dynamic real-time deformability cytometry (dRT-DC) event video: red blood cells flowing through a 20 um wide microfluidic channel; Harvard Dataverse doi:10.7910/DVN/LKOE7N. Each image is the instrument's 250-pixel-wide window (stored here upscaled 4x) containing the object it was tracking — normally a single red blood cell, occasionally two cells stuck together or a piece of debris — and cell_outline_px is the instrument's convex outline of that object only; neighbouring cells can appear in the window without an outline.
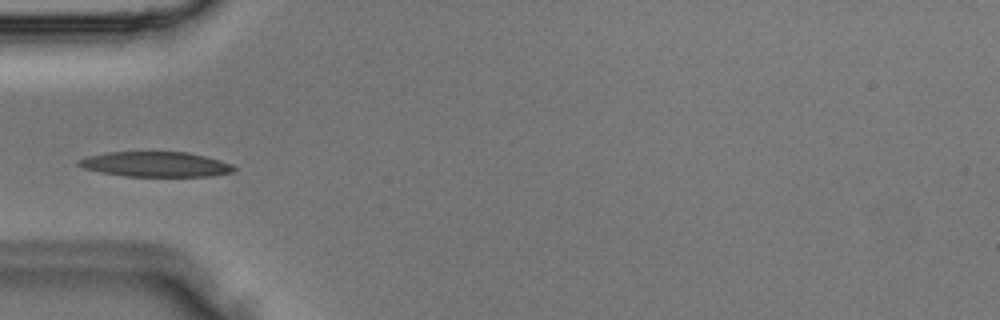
{"species": "Egyptian fruit bat (a non-hibernating species)", "species_latin": "Rousettus aegyptiacus", "temperature_condition": "room temperature", "stored_images_in_passage": 4, "camera_frame_rate_fps": 3000, "um_per_image_px": 0.085, "animal": {"sex": "male"}, "frame": {"image": 1, "passage_image": 4, "time_ms": 1.0, "image_size_px": [1000, 320], "cell_outline_px": [[236, 168], [232, 172], [212, 176], [124, 176], [100, 172], [84, 168], [76, 164], [76, 160], [88, 156], [108, 152], [188, 152], [220, 160], [232, 164]], "centroid_in_image_um": [13.21, 13.96], "position_along_channel_um": 71.8, "area_um2": 22.66}}